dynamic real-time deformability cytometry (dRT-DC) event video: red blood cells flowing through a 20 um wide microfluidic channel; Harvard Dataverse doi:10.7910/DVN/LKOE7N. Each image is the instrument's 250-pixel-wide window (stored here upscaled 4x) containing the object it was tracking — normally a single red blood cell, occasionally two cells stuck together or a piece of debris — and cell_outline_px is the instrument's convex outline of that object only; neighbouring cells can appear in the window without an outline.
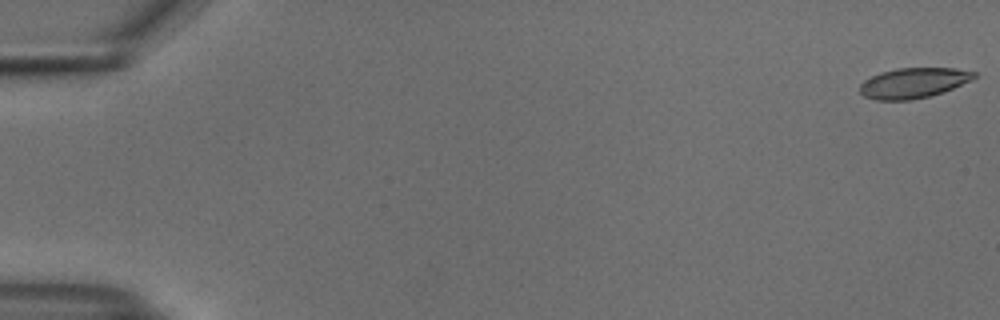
{"species": "common noctule bat (a hibernating species)", "species_latin": "Nyctalus noctula", "temperature_condition": "cold", "stored_images_in_passage": 55, "camera_frame_rate_fps": 3000, "um_per_image_px": 0.085, "animal": {"sex": "male", "body_mass_g": 18.8}, "frame": {"image": 1, "passage_image": 1, "time_ms": 0.0, "image_size_px": [1000, 320], "cell_outline_px": [[976, 76], [972, 80], [944, 92], [928, 96], [908, 100], [876, 100], [864, 96], [860, 92], [860, 84], [864, 80], [880, 72], [896, 68], [956, 68], [976, 72]], "centroid_in_image_um": [77.65, 7.04], "position_along_channel_um": 7.4, "area_um2": 20.17}}
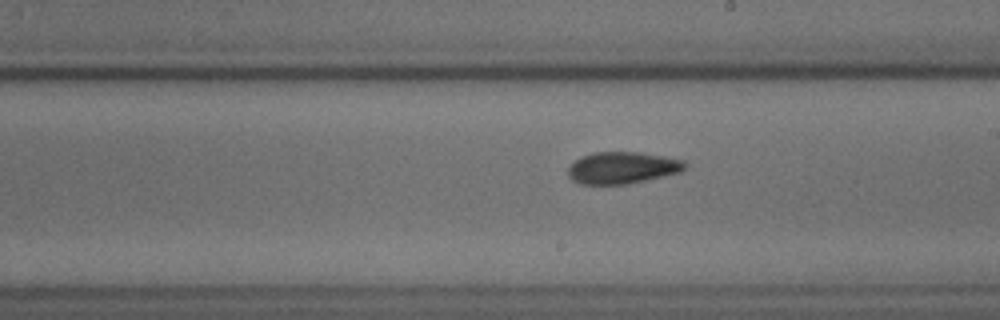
{"frame": {"image": 2, "passage_image": 32, "time_ms": 10.333, "image_size_px": [1000, 320], "cell_outline_px": [[688, 164], [680, 172], [628, 184], [580, 184], [572, 180], [568, 176], [568, 168], [580, 156], [596, 152], [640, 152], [664, 156], [684, 160]], "centroid_in_image_um": [52.9, 14.25], "position_along_channel_um": 236.1, "area_um2": 21.68}}
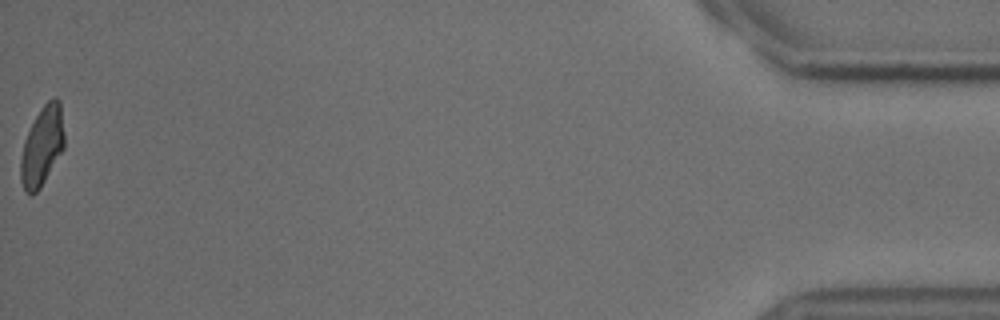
{"frame": {"image": 3, "passage_image": 55, "time_ms": 18.0, "image_size_px": [1000, 320], "cell_outline_px": [[64, 148], [40, 188], [32, 196], [24, 192], [20, 180], [20, 160], [24, 140], [40, 108], [52, 96], [56, 96], [60, 100], [64, 132]], "centroid_in_image_um": [3.57, 12.42], "position_along_channel_um": 431.6, "area_um2": 20.35}, "authors_computed_cell_mechanics": {"area_um2": 21.2126, "velocity_mm_per_s": 3.7359, "shape_relaxation_time_tau1_ms": 8.57, "shape_relaxation_time_tau2_ms": 2.9393, "deformation_change_tau1": 0.1842, "deformation_change_tau2": 0.0804}}